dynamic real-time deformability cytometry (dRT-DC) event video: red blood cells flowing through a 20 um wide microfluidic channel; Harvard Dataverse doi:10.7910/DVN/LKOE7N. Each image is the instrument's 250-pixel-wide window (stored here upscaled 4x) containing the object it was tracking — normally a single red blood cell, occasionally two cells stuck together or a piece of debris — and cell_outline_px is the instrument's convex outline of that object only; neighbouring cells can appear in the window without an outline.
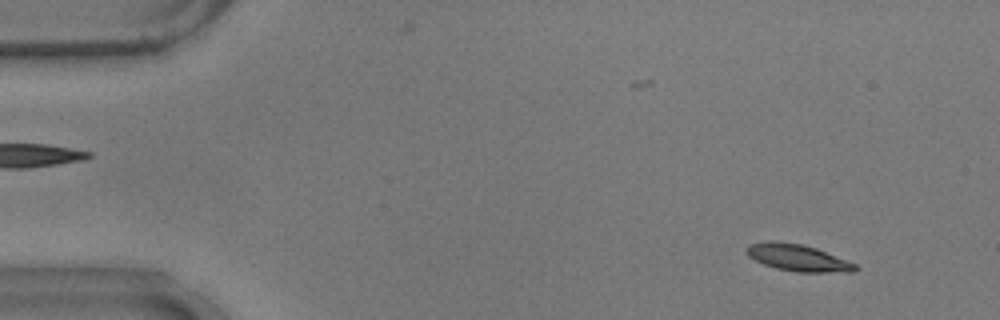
{"species": "common noctule bat (a hibernating species)", "species_latin": "Nyctalus noctula", "temperature_condition": "warm", "stored_images_in_passage": 55, "camera_frame_rate_fps": 3000, "um_per_image_px": 0.085, "animal": {"sex": "male", "body_mass_g": 17.9}, "frame": {"image": 1, "passage_image": 5, "time_ms": 1.333, "image_size_px": [1000, 320], "cell_outline_px": [[860, 268], [856, 272], [796, 272], [776, 268], [764, 264], [748, 256], [744, 252], [748, 244], [772, 240], [776, 240], [800, 244], [816, 248], [856, 264]], "centroid_in_image_um": [67.8, 21.9], "position_along_channel_um": 17.2, "area_um2": 17.05}}
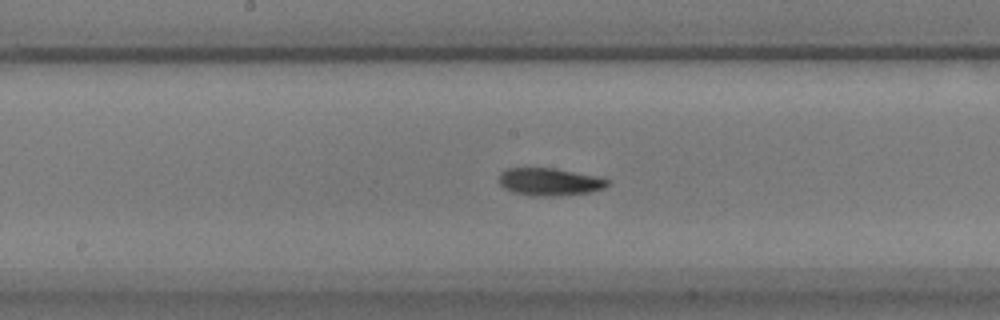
{"frame": {"image": 2, "passage_image": 28, "time_ms": 9.0, "image_size_px": [1000, 320], "cell_outline_px": [[608, 184], [604, 188], [588, 192], [560, 196], [528, 196], [512, 192], [504, 188], [500, 184], [500, 172], [508, 168], [556, 168], [596, 176], [608, 180]], "centroid_in_image_um": [46.68, 15.46], "position_along_channel_um": 201.5, "area_um2": 17.46}}
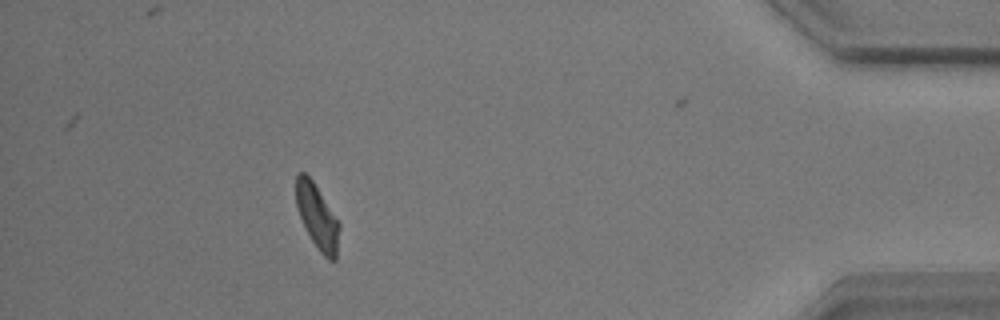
{"frame": {"image": 3, "passage_image": 49, "time_ms": 16.0, "image_size_px": [1000, 320], "cell_outline_px": [[340, 228], [336, 260], [328, 260], [320, 252], [312, 240], [296, 208], [296, 172], [304, 172], [312, 180], [340, 224]], "centroid_in_image_um": [26.96, 18.42], "position_along_channel_um": 408.2, "area_um2": 16.01}, "authors_computed_cell_mechanics": {"area_um2": 16.8776, "velocity_mm_per_s": 3.7109, "shape_relaxation_time_tau1_ms": 8.0628, "shape_relaxation_time_tau2_ms": 8.677, "deformation_change_tau1": 0.1909, "deformation_change_tau2": 0.1472}}